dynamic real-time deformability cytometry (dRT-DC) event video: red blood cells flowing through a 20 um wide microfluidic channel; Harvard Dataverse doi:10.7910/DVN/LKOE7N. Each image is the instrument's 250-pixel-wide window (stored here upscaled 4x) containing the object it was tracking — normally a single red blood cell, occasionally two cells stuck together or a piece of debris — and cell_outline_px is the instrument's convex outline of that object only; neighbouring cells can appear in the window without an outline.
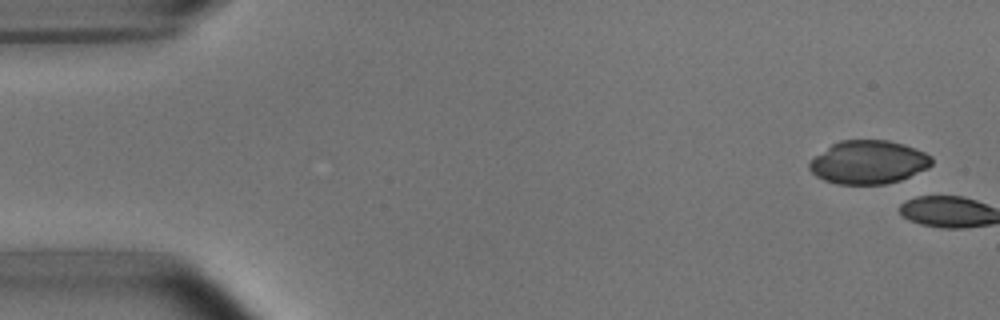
{"species": "common noctule bat (a hibernating species)", "species_latin": "Nyctalus noctula", "temperature_condition": "room temperature", "stored_images_in_passage": 5, "camera_frame_rate_fps": 3000, "um_per_image_px": 0.085, "animal": {"sex": "male", "body_mass_g": 15.6}, "frame": {"image": 1, "passage_image": 1, "time_ms": 0.0, "image_size_px": [1000, 320], "cell_outline_px": [[932, 164], [928, 168], [900, 180], [884, 184], [836, 184], [824, 180], [816, 176], [808, 168], [808, 164], [816, 156], [832, 144], [840, 140], [888, 140], [904, 144], [916, 148], [932, 156]], "centroid_in_image_um": [73.83, 13.79], "position_along_channel_um": 11.2, "area_um2": 30.87}}
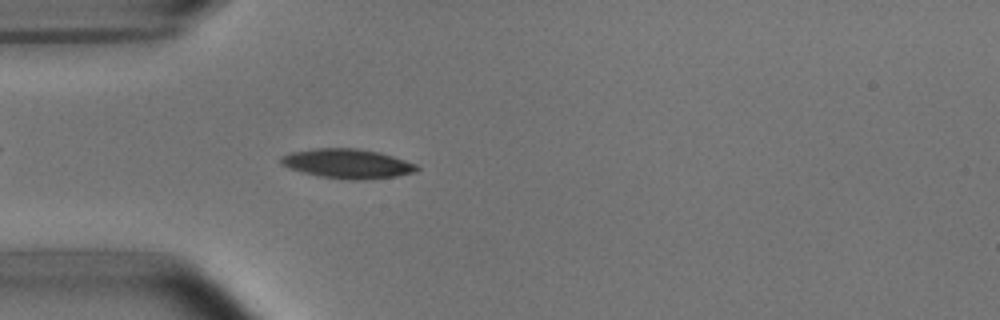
{"frame": {"image": 2, "passage_image": 5, "time_ms": 5.333, "image_size_px": [1000, 320], "cell_outline_px": [[420, 168], [416, 172], [396, 176], [360, 180], [348, 180], [320, 176], [288, 168], [280, 164], [280, 156], [292, 152], [316, 148], [356, 148], [380, 152], [416, 164]], "centroid_in_image_um": [29.53, 13.91], "position_along_channel_um": 55.5, "area_um2": 23.29}}